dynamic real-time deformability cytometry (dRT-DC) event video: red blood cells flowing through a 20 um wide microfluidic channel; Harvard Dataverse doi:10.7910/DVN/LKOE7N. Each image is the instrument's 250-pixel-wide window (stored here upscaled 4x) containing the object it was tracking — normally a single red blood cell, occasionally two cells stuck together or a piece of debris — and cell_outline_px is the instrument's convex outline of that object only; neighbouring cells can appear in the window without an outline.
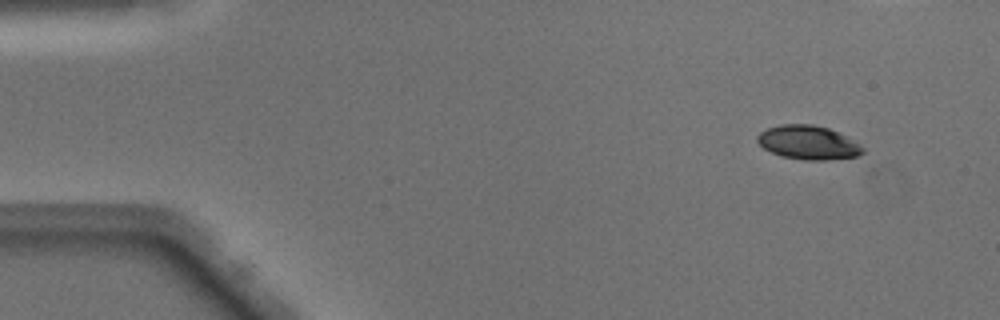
{"species": "Egyptian fruit bat (a non-hibernating species)", "species_latin": "Rousettus aegyptiacus", "temperature_condition": "warm", "stored_images_in_passage": 47, "camera_frame_rate_fps": 3000, "um_per_image_px": 0.085, "animal": {"sex": "male"}, "frame": {"image": 1, "passage_image": 1, "time_ms": 0.0, "image_size_px": [1000, 320], "cell_outline_px": [[864, 152], [856, 156], [824, 160], [804, 160], [780, 156], [764, 148], [756, 140], [756, 136], [760, 132], [768, 128], [780, 124], [812, 124], [828, 128], [848, 136], [860, 144], [864, 148]], "centroid_in_image_um": [68.7, 12.11], "position_along_channel_um": 16.3, "area_um2": 20.87}}
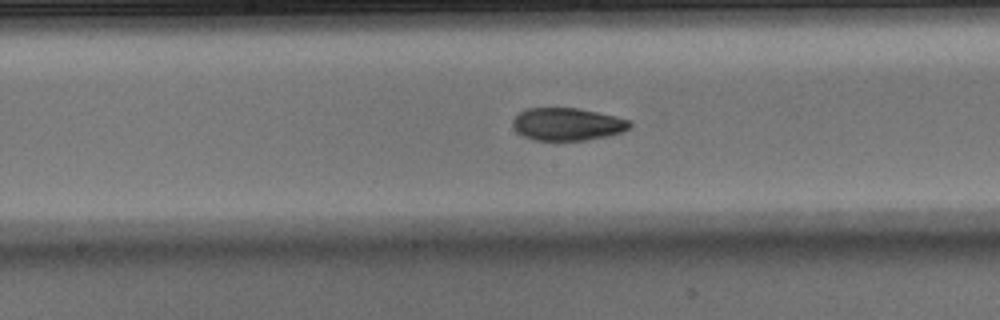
{"frame": {"image": 2, "passage_image": 22, "time_ms": 7.0, "image_size_px": [1000, 320], "cell_outline_px": [[632, 124], [624, 132], [608, 136], [584, 140], [536, 140], [524, 136], [516, 132], [512, 124], [512, 120], [524, 108], [576, 108], [616, 116], [632, 120]], "centroid_in_image_um": [48.24, 10.55], "position_along_channel_um": 200.0, "area_um2": 22.31}}
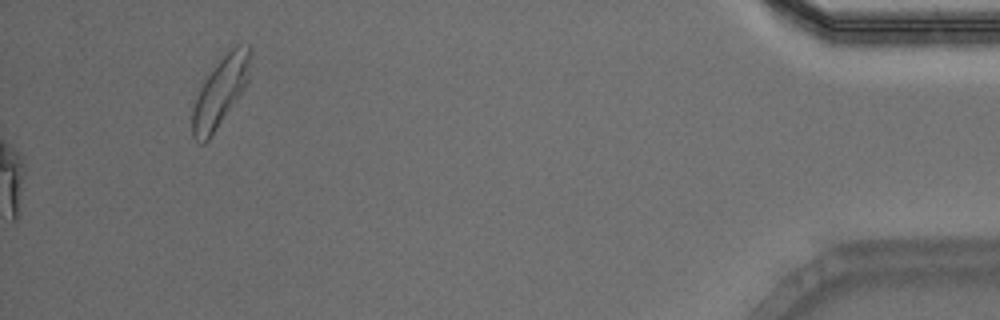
{"frame": {"image": 3, "passage_image": 47, "time_ms": 15.333, "image_size_px": [1000, 320], "cell_outline_px": [[252, 56], [248, 80], [244, 88], [208, 140], [204, 144], [200, 144], [192, 136], [192, 112], [200, 88], [204, 80], [220, 60], [236, 44], [248, 44], [252, 48]], "centroid_in_image_um": [18.75, 7.77], "position_along_channel_um": 416.4, "area_um2": 22.95}, "authors_computed_cell_mechanics": {"area_um2": 22.831, "velocity_mm_per_s": 4.1008, "shape_relaxation_time_tau1_ms": 6.9127, "shape_relaxation_time_tau2_ms": 2.161, "deformation_change_tau1": 0.2009, "deformation_change_tau2": 0.0779}}